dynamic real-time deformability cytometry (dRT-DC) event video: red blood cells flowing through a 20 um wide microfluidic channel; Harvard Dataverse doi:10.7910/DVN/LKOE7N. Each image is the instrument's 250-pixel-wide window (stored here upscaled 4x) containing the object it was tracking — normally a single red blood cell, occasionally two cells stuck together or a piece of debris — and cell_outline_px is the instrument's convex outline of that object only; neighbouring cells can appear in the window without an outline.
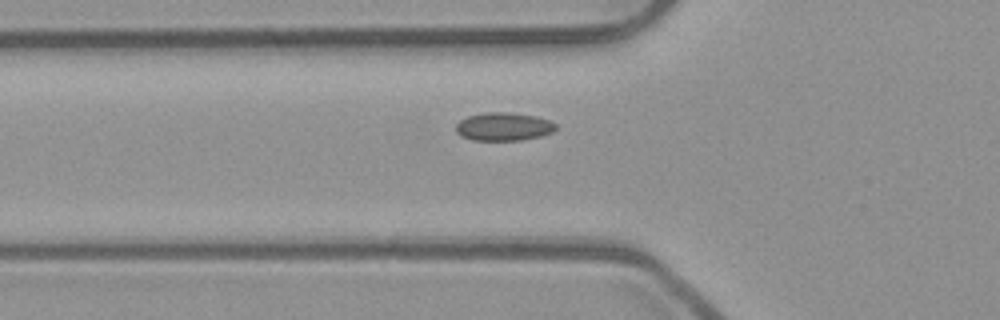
{"species": "common noctule bat (a hibernating species)", "species_latin": "Nyctalus noctula", "temperature_condition": "room temperature", "stored_images_in_passage": 36, "camera_frame_rate_fps": 3000, "um_per_image_px": 0.085, "animal": {"sex": "male", "body_mass_g": 23.1, "forearm_length_mm": 52.7}, "frame": {"image": 1, "passage_image": 2, "time_ms": 0.333, "image_size_px": [1000, 320], "cell_outline_px": [[556, 128], [552, 132], [540, 136], [520, 140], [472, 140], [460, 136], [456, 132], [456, 124], [460, 120], [468, 116], [484, 112], [508, 112], [536, 116], [548, 120], [556, 124]], "centroid_in_image_um": [42.78, 10.76], "position_along_channel_um": 83.0, "area_um2": 16.42}}
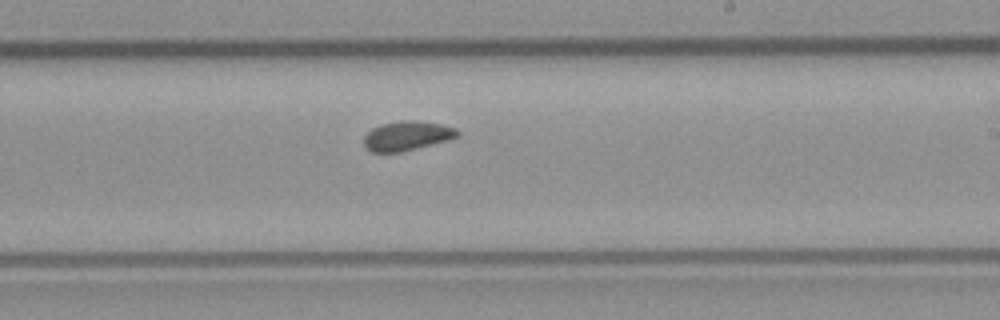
{"frame": {"image": 2, "passage_image": 15, "time_ms": 4.667, "image_size_px": [1000, 320], "cell_outline_px": [[460, 136], [448, 140], [400, 152], [372, 152], [364, 144], [364, 136], [372, 128], [380, 124], [400, 120], [416, 120], [440, 124], [456, 128], [460, 132]], "centroid_in_image_um": [34.61, 11.53], "position_along_channel_um": 254.4, "area_um2": 16.01}}
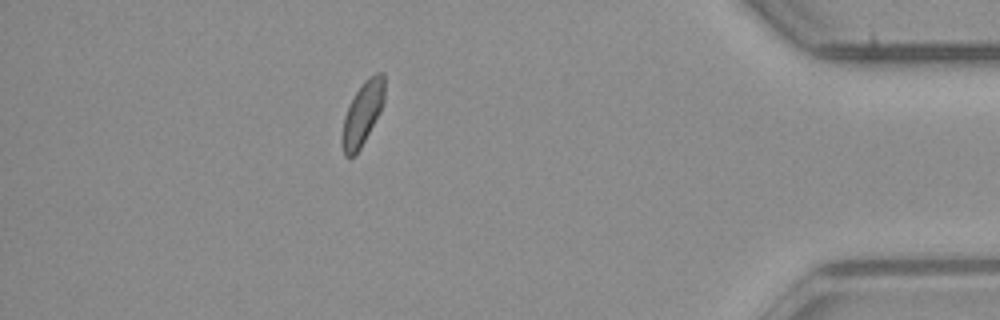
{"frame": {"image": 3, "passage_image": 30, "time_ms": 9.667, "image_size_px": [1000, 320], "cell_outline_px": [[384, 104], [380, 112], [360, 148], [352, 156], [344, 156], [344, 116], [356, 92], [364, 80], [368, 76], [376, 72], [384, 72]], "centroid_in_image_um": [30.88, 9.54], "position_along_channel_um": 404.3, "area_um2": 15.03}, "authors_computed_cell_mechanics": {"area_um2": 15.7505, "velocity_mm_per_s": 3.9329, "shape_relaxation_time_tau1_ms": null, "shape_relaxation_time_tau2_ms": 7.1978, "deformation_change_tau1": null, "deformation_change_tau2": 0.0979}}